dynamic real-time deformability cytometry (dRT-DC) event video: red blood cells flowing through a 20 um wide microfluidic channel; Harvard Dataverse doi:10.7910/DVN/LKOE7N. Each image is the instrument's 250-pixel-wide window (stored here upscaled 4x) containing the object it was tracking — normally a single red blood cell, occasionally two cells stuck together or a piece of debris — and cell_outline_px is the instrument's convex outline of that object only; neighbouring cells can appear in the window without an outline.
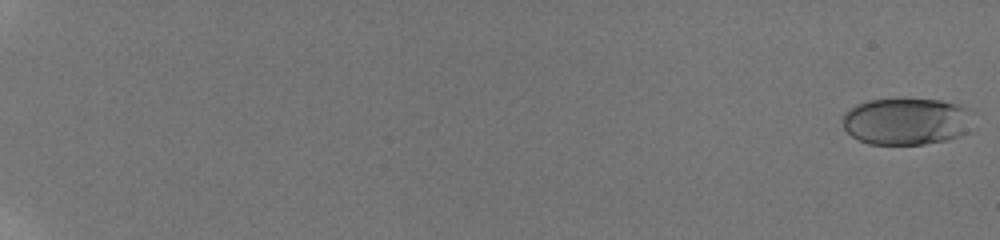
{"species": "human", "species_latin": "Homo sapiens", "temperature_condition": "room temperature", "stored_images_in_passage": 54, "camera_frame_rate_fps": 3000, "um_per_image_px": 0.085, "donor": {"sex": "male"}, "frame": {"image": 1, "passage_image": 1, "time_ms": 0.0, "image_size_px": [1000, 240], "cell_outline_px": [[976, 128], [972, 132], [948, 140], [924, 144], [868, 144], [852, 136], [844, 128], [844, 112], [856, 104], [868, 100], [940, 100], [956, 104], [964, 108]], "centroid_in_image_um": [77.08, 10.34], "position_along_channel_um": 7.9, "area_um2": 35.66}}
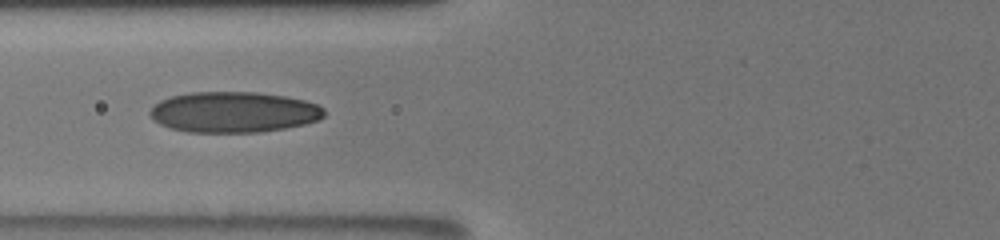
{"frame": {"image": 2, "passage_image": 29, "time_ms": 9.333, "image_size_px": [1000, 240], "cell_outline_px": [[324, 116], [320, 120], [304, 124], [284, 128], [260, 132], [188, 132], [172, 128], [160, 124], [148, 112], [160, 100], [172, 96], [192, 92], [256, 92], [284, 96], [304, 100], [316, 104], [324, 108]], "centroid_in_image_um": [19.89, 9.53], "position_along_channel_um": 105.9, "area_um2": 41.15}}
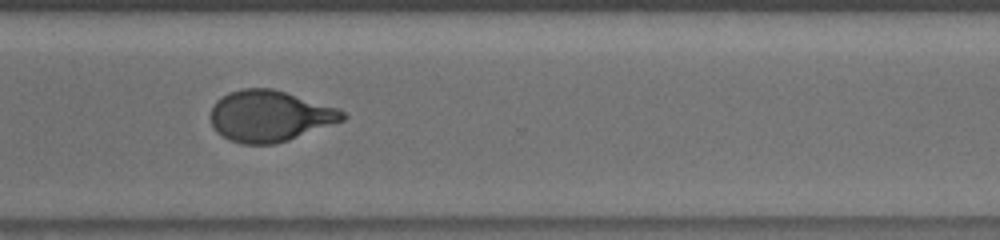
{"frame": {"image": 3, "passage_image": 46, "time_ms": 15.0, "image_size_px": [1000, 240], "cell_outline_px": [[348, 116], [344, 120], [288, 140], [272, 144], [240, 144], [228, 140], [216, 132], [212, 128], [208, 116], [216, 100], [228, 92], [240, 88], [272, 88], [336, 108], [344, 112]], "centroid_in_image_um": [22.85, 9.87], "position_along_channel_um": 347.8, "area_um2": 39.42}, "authors_computed_cell_mechanics": {"area_um2": 38.6104, "velocity_mm_per_s": 3.8292, "shape_relaxation_time_tau1_ms": 6.2423, "shape_relaxation_time_tau2_ms": 0.863, "deformation_change_tau1": 0.2311, "deformation_change_tau2": 0.0698}}